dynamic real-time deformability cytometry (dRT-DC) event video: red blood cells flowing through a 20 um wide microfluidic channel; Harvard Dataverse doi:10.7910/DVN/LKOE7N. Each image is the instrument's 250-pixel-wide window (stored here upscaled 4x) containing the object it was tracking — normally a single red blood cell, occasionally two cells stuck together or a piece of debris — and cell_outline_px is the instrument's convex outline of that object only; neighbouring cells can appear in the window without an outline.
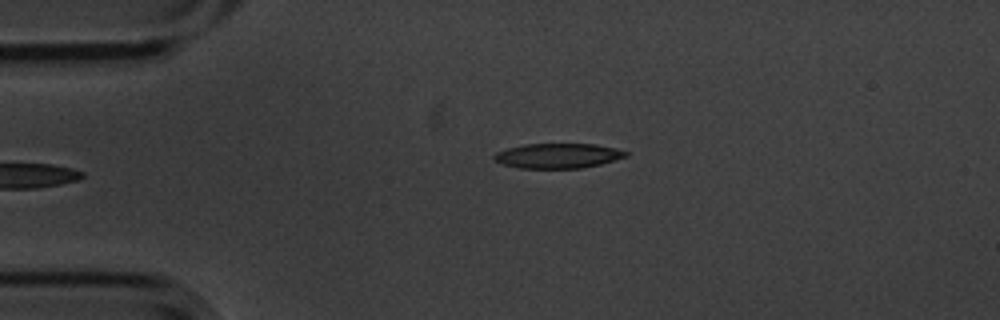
{"species": "common noctule bat (a hibernating species)", "species_latin": "Nyctalus noctula", "temperature_condition": "cold", "stored_images_in_passage": 6, "camera_frame_rate_fps": 3000, "um_per_image_px": 0.085, "animal": {"sex": "male", "body_mass_g": 20.1, "forearm_length_mm": 53.5}, "frame": {"image": 1, "passage_image": 6, "time_ms": 1.667, "image_size_px": [1000, 320], "cell_outline_px": [[628, 156], [600, 164], [580, 168], [520, 168], [504, 164], [496, 160], [492, 156], [496, 152], [508, 148], [524, 144], [596, 144], [616, 148], [628, 152]], "centroid_in_image_um": [47.44, 13.23], "position_along_channel_um": 37.6, "area_um2": 18.96}}